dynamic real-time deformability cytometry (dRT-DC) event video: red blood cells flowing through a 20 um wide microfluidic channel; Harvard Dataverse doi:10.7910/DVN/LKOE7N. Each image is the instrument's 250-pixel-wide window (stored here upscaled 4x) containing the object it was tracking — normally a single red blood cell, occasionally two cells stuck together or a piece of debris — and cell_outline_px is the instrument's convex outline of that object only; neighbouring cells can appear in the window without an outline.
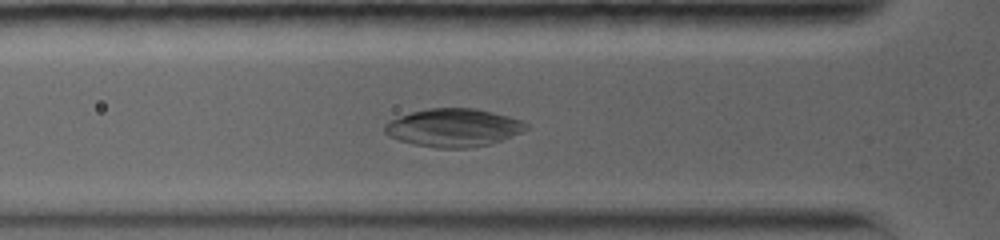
{"species": "common noctule bat (a hibernating species)", "species_latin": "Nyctalus noctula", "temperature_condition": "warm", "stored_images_in_passage": 22, "camera_frame_rate_fps": 5000, "um_per_image_px": 0.085, "animal": {"sex": "female", "body_mass_g": 19.0, "forearm_length_mm": 56.7}, "frame": {"image": 1, "passage_image": 10, "time_ms": 3.4, "image_size_px": [1000, 240], "cell_outline_px": [[528, 128], [504, 140], [488, 144], [468, 148], [436, 148], [416, 144], [400, 140], [388, 136], [384, 132], [384, 124], [400, 116], [412, 112], [428, 108], [476, 108], [508, 116], [520, 120], [528, 124]], "centroid_in_image_um": [38.55, 10.85], "position_along_channel_um": 87.3, "area_um2": 31.21}}
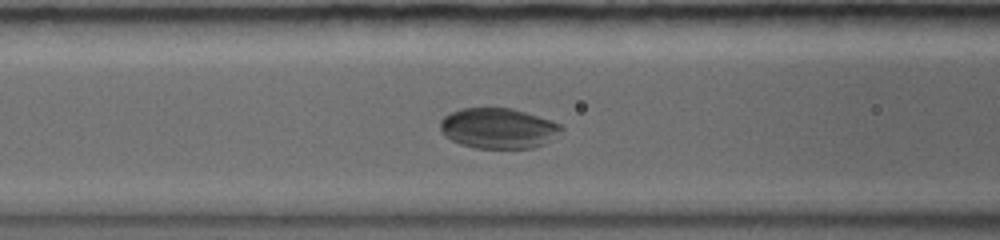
{"frame": {"image": 2, "passage_image": 13, "time_ms": 4.4, "image_size_px": [1000, 240], "cell_outline_px": [[564, 128], [544, 144], [532, 148], [476, 148], [460, 144], [444, 136], [440, 132], [440, 120], [448, 112], [460, 108], [512, 108], [560, 124]], "centroid_in_image_um": [42.27, 10.9], "position_along_channel_um": 124.3, "area_um2": 28.44}}
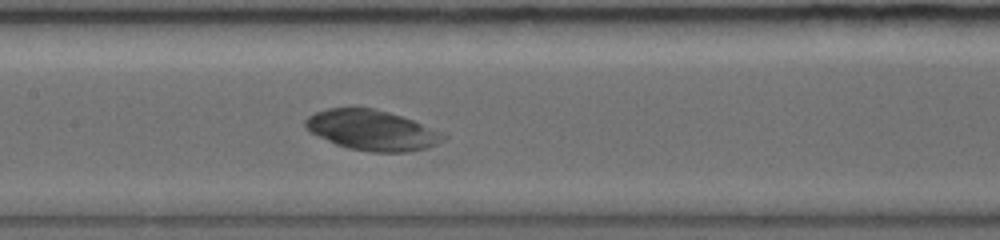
{"frame": {"image": 3, "passage_image": 17, "time_ms": 5.8, "image_size_px": [1000, 240], "cell_outline_px": [[448, 136], [444, 140], [428, 148], [408, 152], [372, 152], [348, 148], [336, 144], [308, 132], [304, 128], [304, 120], [308, 116], [316, 112], [328, 108], [372, 108], [388, 112], [448, 132]], "centroid_in_image_um": [31.65, 11.08], "position_along_channel_um": 175.7, "area_um2": 32.71}}